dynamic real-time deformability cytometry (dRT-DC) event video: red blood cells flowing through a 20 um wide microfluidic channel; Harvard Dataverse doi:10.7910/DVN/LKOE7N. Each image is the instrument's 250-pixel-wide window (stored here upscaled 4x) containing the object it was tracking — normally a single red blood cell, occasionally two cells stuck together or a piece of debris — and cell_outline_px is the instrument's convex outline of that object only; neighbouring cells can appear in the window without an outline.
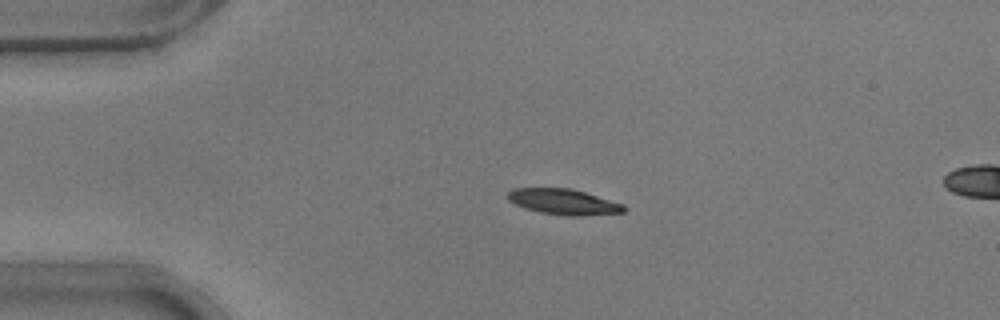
{"species": "common noctule bat (a hibernating species)", "species_latin": "Nyctalus noctula", "temperature_condition": "warm", "stored_images_in_passage": 17, "camera_frame_rate_fps": 3000, "um_per_image_px": 0.085, "animal": {"sex": "male", "body_mass_g": 17.9}, "frame": {"image": 1, "passage_image": 12, "time_ms": 3.667, "image_size_px": [1000, 320], "cell_outline_px": [[628, 208], [624, 212], [580, 216], [568, 216], [540, 212], [524, 208], [508, 200], [508, 192], [512, 188], [568, 188], [584, 192], [624, 204]], "centroid_in_image_um": [47.91, 17.16], "position_along_channel_um": 37.1, "area_um2": 17.28}}